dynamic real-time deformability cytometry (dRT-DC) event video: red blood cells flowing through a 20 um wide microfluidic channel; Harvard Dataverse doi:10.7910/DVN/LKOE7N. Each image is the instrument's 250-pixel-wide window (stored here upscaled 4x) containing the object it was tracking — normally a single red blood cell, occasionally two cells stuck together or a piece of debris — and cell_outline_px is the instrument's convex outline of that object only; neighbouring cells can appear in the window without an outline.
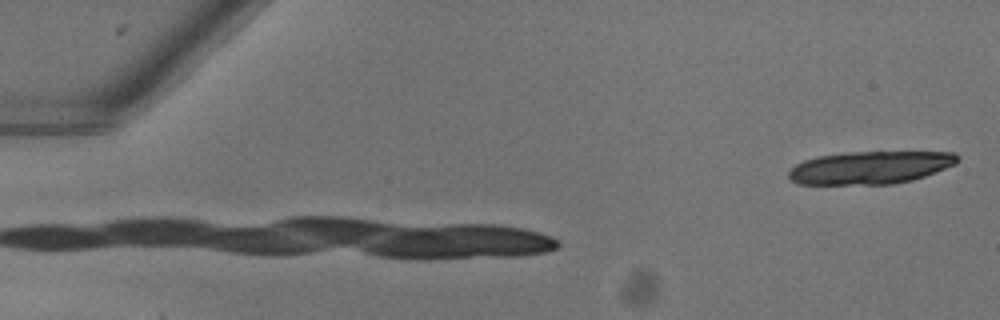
{"species": "common noctule bat (a hibernating species)", "species_latin": "Nyctalus noctula", "temperature_condition": "warm", "stored_images_in_passage": 17, "camera_frame_rate_fps": 3000, "um_per_image_px": 0.085, "animal": {"sex": "female"}, "frame": {"image": 1, "passage_image": 1, "time_ms": 0.0, "image_size_px": [1000, 320], "cell_outline_px": [[960, 160], [956, 164], [924, 176], [912, 180], [892, 184], [800, 184], [792, 180], [788, 176], [788, 172], [796, 164], [804, 160], [820, 156], [852, 152], [952, 152], [960, 156]], "centroid_in_image_um": [74.0, 14.24], "position_along_channel_um": 11.0, "area_um2": 32.02}}